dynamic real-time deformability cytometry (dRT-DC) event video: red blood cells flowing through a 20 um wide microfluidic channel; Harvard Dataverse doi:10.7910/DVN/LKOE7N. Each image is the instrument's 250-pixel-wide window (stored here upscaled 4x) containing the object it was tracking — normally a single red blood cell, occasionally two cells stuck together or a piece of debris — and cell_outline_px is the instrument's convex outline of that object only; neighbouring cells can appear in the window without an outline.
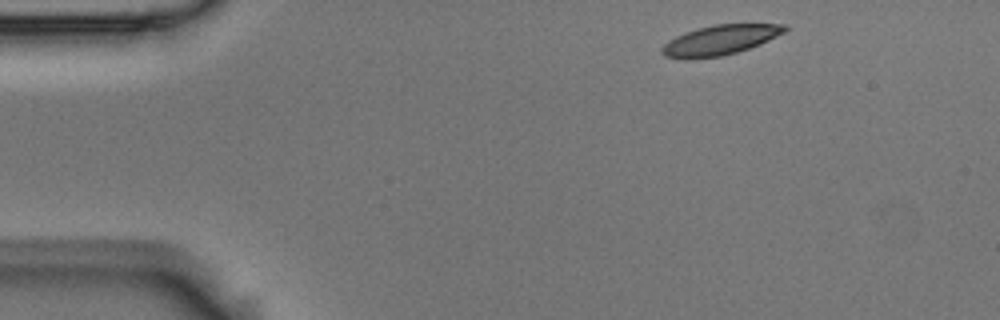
{"species": "Egyptian fruit bat (a non-hibernating species)", "species_latin": "Rousettus aegyptiacus", "temperature_condition": "room temperature", "stored_images_in_passage": 3, "camera_frame_rate_fps": 3000, "um_per_image_px": 0.085, "animal": {"sex": "male"}, "frame": {"image": 1, "passage_image": 1, "time_ms": 0.0, "image_size_px": [1000, 320], "cell_outline_px": [[788, 28], [784, 32], [760, 44], [736, 52], [720, 56], [692, 60], [684, 60], [664, 56], [660, 52], [660, 48], [668, 40], [684, 32], [696, 28], [716, 24], [788, 24]], "centroid_in_image_um": [61.13, 3.42], "position_along_channel_um": 23.9, "area_um2": 21.62}}